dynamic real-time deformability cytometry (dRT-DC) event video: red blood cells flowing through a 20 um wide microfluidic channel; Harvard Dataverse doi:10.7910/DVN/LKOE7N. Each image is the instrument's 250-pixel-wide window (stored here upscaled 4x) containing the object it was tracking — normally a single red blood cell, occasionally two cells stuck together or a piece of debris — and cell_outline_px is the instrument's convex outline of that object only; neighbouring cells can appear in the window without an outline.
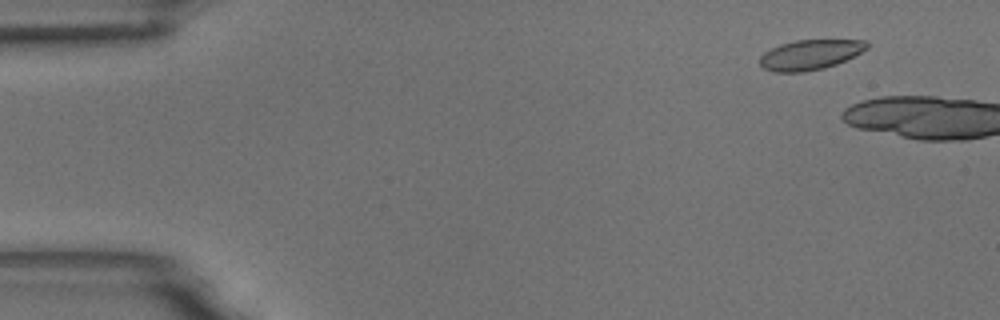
{"species": "common noctule bat (a hibernating species)", "species_latin": "Nyctalus noctula", "temperature_condition": "room temperature", "stored_images_in_passage": 8, "camera_frame_rate_fps": 3000, "um_per_image_px": 0.085, "animal": {"sex": "male", "body_mass_g": 18.8}, "frame": {"image": 1, "passage_image": 5, "time_ms": 1.333, "image_size_px": [1000, 320], "cell_outline_px": [[868, 48], [836, 64], [824, 68], [804, 72], [772, 72], [764, 68], [760, 64], [760, 56], [764, 52], [780, 44], [796, 40], [868, 40]], "centroid_in_image_um": [68.83, 4.65], "position_along_channel_um": 16.2, "area_um2": 18.61}}